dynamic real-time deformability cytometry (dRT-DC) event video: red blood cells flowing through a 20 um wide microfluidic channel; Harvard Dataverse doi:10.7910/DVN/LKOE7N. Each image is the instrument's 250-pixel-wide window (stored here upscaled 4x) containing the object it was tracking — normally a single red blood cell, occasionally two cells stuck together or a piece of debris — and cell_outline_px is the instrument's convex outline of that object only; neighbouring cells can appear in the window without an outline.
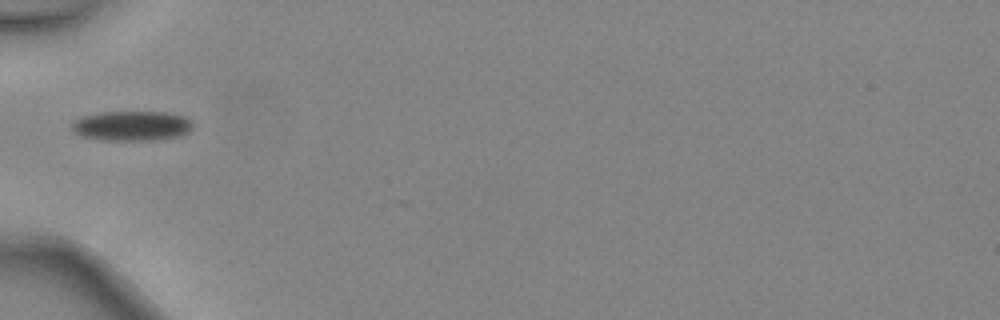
{"species": "common noctule bat (a hibernating species)", "species_latin": "Nyctalus noctula", "temperature_condition": "warm", "stored_images_in_passage": 1, "camera_frame_rate_fps": 3000, "um_per_image_px": 0.085, "animal": {"sex": "female", "body_mass_g": 24.6, "forearm_length_mm": 56.2}, "frame": {"image": 1, "passage_image": 1, "time_ms": 0.0, "image_size_px": [1000, 320], "cell_outline_px": [[192, 128], [188, 132], [180, 136], [152, 140], [100, 140], [80, 136], [72, 128], [72, 120], [80, 116], [100, 112], [168, 112], [184, 116], [192, 124]], "centroid_in_image_um": [11.16, 10.69], "position_along_channel_um": 73.8, "area_um2": 21.15}}